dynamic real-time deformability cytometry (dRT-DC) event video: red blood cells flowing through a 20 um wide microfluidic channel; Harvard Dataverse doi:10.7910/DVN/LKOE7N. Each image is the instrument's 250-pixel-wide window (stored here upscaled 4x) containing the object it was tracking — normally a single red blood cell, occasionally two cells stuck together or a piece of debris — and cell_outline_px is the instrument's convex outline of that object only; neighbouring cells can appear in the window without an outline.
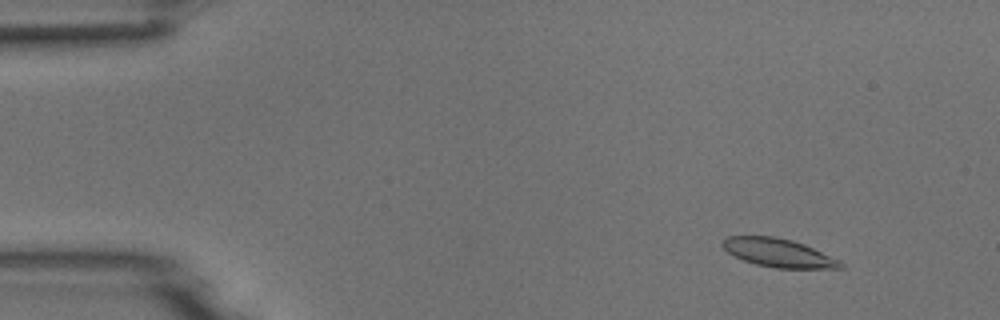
{"species": "common noctule bat (a hibernating species)", "species_latin": "Nyctalus noctula", "temperature_condition": "room temperature", "stored_images_in_passage": 6, "camera_frame_rate_fps": 3000, "um_per_image_px": 0.085, "animal": {"sex": "male", "body_mass_g": 18.8}, "frame": {"image": 1, "passage_image": 2, "time_ms": 0.333, "image_size_px": [1000, 320], "cell_outline_px": [[844, 268], [776, 268], [756, 264], [744, 260], [728, 252], [720, 244], [720, 240], [728, 236], [772, 236], [792, 240], [804, 244], [840, 260], [844, 264]], "centroid_in_image_um": [66.16, 21.48], "position_along_channel_um": 18.8, "area_um2": 19.48}}